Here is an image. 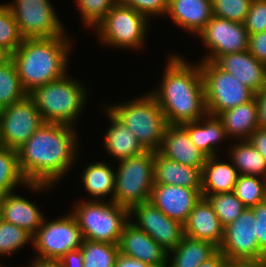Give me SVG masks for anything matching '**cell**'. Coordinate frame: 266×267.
Returning a JSON list of instances; mask_svg holds the SVG:
<instances>
[{
  "instance_id": "1",
  "label": "cell",
  "mask_w": 266,
  "mask_h": 267,
  "mask_svg": "<svg viewBox=\"0 0 266 267\" xmlns=\"http://www.w3.org/2000/svg\"><path fill=\"white\" fill-rule=\"evenodd\" d=\"M73 127L45 122L17 149L19 168L28 183L57 184L71 169L79 146Z\"/></svg>"
},
{
  "instance_id": "2",
  "label": "cell",
  "mask_w": 266,
  "mask_h": 267,
  "mask_svg": "<svg viewBox=\"0 0 266 267\" xmlns=\"http://www.w3.org/2000/svg\"><path fill=\"white\" fill-rule=\"evenodd\" d=\"M166 61L161 83L150 92L156 98L168 125L201 119L207 114V109L200 63L192 64L174 54Z\"/></svg>"
},
{
  "instance_id": "3",
  "label": "cell",
  "mask_w": 266,
  "mask_h": 267,
  "mask_svg": "<svg viewBox=\"0 0 266 267\" xmlns=\"http://www.w3.org/2000/svg\"><path fill=\"white\" fill-rule=\"evenodd\" d=\"M70 39L26 38L11 54L24 91L29 95L37 87L56 81L68 73Z\"/></svg>"
},
{
  "instance_id": "4",
  "label": "cell",
  "mask_w": 266,
  "mask_h": 267,
  "mask_svg": "<svg viewBox=\"0 0 266 267\" xmlns=\"http://www.w3.org/2000/svg\"><path fill=\"white\" fill-rule=\"evenodd\" d=\"M68 73L45 85L37 87L29 95L44 122L73 126L87 102V89Z\"/></svg>"
},
{
  "instance_id": "5",
  "label": "cell",
  "mask_w": 266,
  "mask_h": 267,
  "mask_svg": "<svg viewBox=\"0 0 266 267\" xmlns=\"http://www.w3.org/2000/svg\"><path fill=\"white\" fill-rule=\"evenodd\" d=\"M129 101L105 107L134 133L145 150L157 152L168 123L156 98L149 91Z\"/></svg>"
},
{
  "instance_id": "6",
  "label": "cell",
  "mask_w": 266,
  "mask_h": 267,
  "mask_svg": "<svg viewBox=\"0 0 266 267\" xmlns=\"http://www.w3.org/2000/svg\"><path fill=\"white\" fill-rule=\"evenodd\" d=\"M84 239L119 244L124 226L129 222V209L114 201L82 200L72 208Z\"/></svg>"
},
{
  "instance_id": "7",
  "label": "cell",
  "mask_w": 266,
  "mask_h": 267,
  "mask_svg": "<svg viewBox=\"0 0 266 267\" xmlns=\"http://www.w3.org/2000/svg\"><path fill=\"white\" fill-rule=\"evenodd\" d=\"M113 201L130 209L149 201L154 185V151L119 160Z\"/></svg>"
},
{
  "instance_id": "8",
  "label": "cell",
  "mask_w": 266,
  "mask_h": 267,
  "mask_svg": "<svg viewBox=\"0 0 266 267\" xmlns=\"http://www.w3.org/2000/svg\"><path fill=\"white\" fill-rule=\"evenodd\" d=\"M148 20L132 7L118 2L95 27V31L102 44L139 50L146 41Z\"/></svg>"
},
{
  "instance_id": "9",
  "label": "cell",
  "mask_w": 266,
  "mask_h": 267,
  "mask_svg": "<svg viewBox=\"0 0 266 267\" xmlns=\"http://www.w3.org/2000/svg\"><path fill=\"white\" fill-rule=\"evenodd\" d=\"M199 63L204 81L207 114L217 116L255 97L251 89L237 80L233 74L220 69L214 62Z\"/></svg>"
},
{
  "instance_id": "10",
  "label": "cell",
  "mask_w": 266,
  "mask_h": 267,
  "mask_svg": "<svg viewBox=\"0 0 266 267\" xmlns=\"http://www.w3.org/2000/svg\"><path fill=\"white\" fill-rule=\"evenodd\" d=\"M43 219L42 225L33 236V247L37 258L59 260L70 250L82 246L84 237L72 214L52 221Z\"/></svg>"
},
{
  "instance_id": "11",
  "label": "cell",
  "mask_w": 266,
  "mask_h": 267,
  "mask_svg": "<svg viewBox=\"0 0 266 267\" xmlns=\"http://www.w3.org/2000/svg\"><path fill=\"white\" fill-rule=\"evenodd\" d=\"M6 4L24 39L52 38L66 34L50 0H15Z\"/></svg>"
},
{
  "instance_id": "12",
  "label": "cell",
  "mask_w": 266,
  "mask_h": 267,
  "mask_svg": "<svg viewBox=\"0 0 266 267\" xmlns=\"http://www.w3.org/2000/svg\"><path fill=\"white\" fill-rule=\"evenodd\" d=\"M44 120L30 95L0 109V146L17 150L28 141Z\"/></svg>"
},
{
  "instance_id": "13",
  "label": "cell",
  "mask_w": 266,
  "mask_h": 267,
  "mask_svg": "<svg viewBox=\"0 0 266 267\" xmlns=\"http://www.w3.org/2000/svg\"><path fill=\"white\" fill-rule=\"evenodd\" d=\"M219 250L229 261L260 263L266 259V254L259 248L257 241L252 208H246L234 222L224 228Z\"/></svg>"
},
{
  "instance_id": "14",
  "label": "cell",
  "mask_w": 266,
  "mask_h": 267,
  "mask_svg": "<svg viewBox=\"0 0 266 267\" xmlns=\"http://www.w3.org/2000/svg\"><path fill=\"white\" fill-rule=\"evenodd\" d=\"M208 48L200 61L214 62L219 56L243 52L249 48V34L244 23L213 16L197 35Z\"/></svg>"
},
{
  "instance_id": "15",
  "label": "cell",
  "mask_w": 266,
  "mask_h": 267,
  "mask_svg": "<svg viewBox=\"0 0 266 267\" xmlns=\"http://www.w3.org/2000/svg\"><path fill=\"white\" fill-rule=\"evenodd\" d=\"M133 216L135 223L131 219V217L134 218ZM129 221L136 228L148 233L168 252L175 249L185 236L184 224L169 218L150 201L131 207Z\"/></svg>"
},
{
  "instance_id": "16",
  "label": "cell",
  "mask_w": 266,
  "mask_h": 267,
  "mask_svg": "<svg viewBox=\"0 0 266 267\" xmlns=\"http://www.w3.org/2000/svg\"><path fill=\"white\" fill-rule=\"evenodd\" d=\"M201 190L202 188L154 184L149 201L169 218L184 224L202 198Z\"/></svg>"
},
{
  "instance_id": "17",
  "label": "cell",
  "mask_w": 266,
  "mask_h": 267,
  "mask_svg": "<svg viewBox=\"0 0 266 267\" xmlns=\"http://www.w3.org/2000/svg\"><path fill=\"white\" fill-rule=\"evenodd\" d=\"M118 245L121 254L141 260L152 267H165L169 262L168 251L130 221L124 226Z\"/></svg>"
},
{
  "instance_id": "18",
  "label": "cell",
  "mask_w": 266,
  "mask_h": 267,
  "mask_svg": "<svg viewBox=\"0 0 266 267\" xmlns=\"http://www.w3.org/2000/svg\"><path fill=\"white\" fill-rule=\"evenodd\" d=\"M214 63L223 71L233 74L255 94L266 87V65L249 50L219 56Z\"/></svg>"
},
{
  "instance_id": "19",
  "label": "cell",
  "mask_w": 266,
  "mask_h": 267,
  "mask_svg": "<svg viewBox=\"0 0 266 267\" xmlns=\"http://www.w3.org/2000/svg\"><path fill=\"white\" fill-rule=\"evenodd\" d=\"M157 152L167 159L201 170L207 159V156L191 142L187 131L181 125L166 127Z\"/></svg>"
},
{
  "instance_id": "20",
  "label": "cell",
  "mask_w": 266,
  "mask_h": 267,
  "mask_svg": "<svg viewBox=\"0 0 266 267\" xmlns=\"http://www.w3.org/2000/svg\"><path fill=\"white\" fill-rule=\"evenodd\" d=\"M224 228L209 201L202 197L184 223L185 236L208 241L218 248L222 244Z\"/></svg>"
},
{
  "instance_id": "21",
  "label": "cell",
  "mask_w": 266,
  "mask_h": 267,
  "mask_svg": "<svg viewBox=\"0 0 266 267\" xmlns=\"http://www.w3.org/2000/svg\"><path fill=\"white\" fill-rule=\"evenodd\" d=\"M166 16L192 36L198 35L213 17L212 0H169Z\"/></svg>"
},
{
  "instance_id": "22",
  "label": "cell",
  "mask_w": 266,
  "mask_h": 267,
  "mask_svg": "<svg viewBox=\"0 0 266 267\" xmlns=\"http://www.w3.org/2000/svg\"><path fill=\"white\" fill-rule=\"evenodd\" d=\"M35 204L13 192L7 193L2 200L1 219L34 236L45 218Z\"/></svg>"
},
{
  "instance_id": "23",
  "label": "cell",
  "mask_w": 266,
  "mask_h": 267,
  "mask_svg": "<svg viewBox=\"0 0 266 267\" xmlns=\"http://www.w3.org/2000/svg\"><path fill=\"white\" fill-rule=\"evenodd\" d=\"M154 184L202 188V170L183 165L154 152Z\"/></svg>"
},
{
  "instance_id": "24",
  "label": "cell",
  "mask_w": 266,
  "mask_h": 267,
  "mask_svg": "<svg viewBox=\"0 0 266 267\" xmlns=\"http://www.w3.org/2000/svg\"><path fill=\"white\" fill-rule=\"evenodd\" d=\"M181 126L187 131L191 142L207 157L218 156L217 143L219 145V142L228 138L221 120L210 114Z\"/></svg>"
},
{
  "instance_id": "25",
  "label": "cell",
  "mask_w": 266,
  "mask_h": 267,
  "mask_svg": "<svg viewBox=\"0 0 266 267\" xmlns=\"http://www.w3.org/2000/svg\"><path fill=\"white\" fill-rule=\"evenodd\" d=\"M221 120L228 138L248 140L251 134L259 128L258 104L254 97L251 101L238 105L217 115Z\"/></svg>"
},
{
  "instance_id": "26",
  "label": "cell",
  "mask_w": 266,
  "mask_h": 267,
  "mask_svg": "<svg viewBox=\"0 0 266 267\" xmlns=\"http://www.w3.org/2000/svg\"><path fill=\"white\" fill-rule=\"evenodd\" d=\"M106 111L111 122L103 138L106 152L117 161L144 153L146 150L134 133L109 108L106 107Z\"/></svg>"
},
{
  "instance_id": "27",
  "label": "cell",
  "mask_w": 266,
  "mask_h": 267,
  "mask_svg": "<svg viewBox=\"0 0 266 267\" xmlns=\"http://www.w3.org/2000/svg\"><path fill=\"white\" fill-rule=\"evenodd\" d=\"M239 174L233 163L219 161L217 156L207 157L202 169V195L233 192Z\"/></svg>"
},
{
  "instance_id": "28",
  "label": "cell",
  "mask_w": 266,
  "mask_h": 267,
  "mask_svg": "<svg viewBox=\"0 0 266 267\" xmlns=\"http://www.w3.org/2000/svg\"><path fill=\"white\" fill-rule=\"evenodd\" d=\"M20 185H25L33 192L48 190L54 186L45 183H28L20 171L17 150L0 146V195L14 192Z\"/></svg>"
},
{
  "instance_id": "29",
  "label": "cell",
  "mask_w": 266,
  "mask_h": 267,
  "mask_svg": "<svg viewBox=\"0 0 266 267\" xmlns=\"http://www.w3.org/2000/svg\"><path fill=\"white\" fill-rule=\"evenodd\" d=\"M218 250L217 246L208 241L184 236L178 246L168 252L167 259L171 261L167 263V267H199Z\"/></svg>"
},
{
  "instance_id": "30",
  "label": "cell",
  "mask_w": 266,
  "mask_h": 267,
  "mask_svg": "<svg viewBox=\"0 0 266 267\" xmlns=\"http://www.w3.org/2000/svg\"><path fill=\"white\" fill-rule=\"evenodd\" d=\"M115 175L116 171L109 164L97 161L87 165L81 175L87 195L90 194L93 200H103L109 195L113 201Z\"/></svg>"
},
{
  "instance_id": "31",
  "label": "cell",
  "mask_w": 266,
  "mask_h": 267,
  "mask_svg": "<svg viewBox=\"0 0 266 267\" xmlns=\"http://www.w3.org/2000/svg\"><path fill=\"white\" fill-rule=\"evenodd\" d=\"M229 150L230 161L239 175L259 176L266 179V159L248 140L234 143Z\"/></svg>"
},
{
  "instance_id": "32",
  "label": "cell",
  "mask_w": 266,
  "mask_h": 267,
  "mask_svg": "<svg viewBox=\"0 0 266 267\" xmlns=\"http://www.w3.org/2000/svg\"><path fill=\"white\" fill-rule=\"evenodd\" d=\"M84 254V267H114L119 252L118 244L84 239L80 247Z\"/></svg>"
},
{
  "instance_id": "33",
  "label": "cell",
  "mask_w": 266,
  "mask_h": 267,
  "mask_svg": "<svg viewBox=\"0 0 266 267\" xmlns=\"http://www.w3.org/2000/svg\"><path fill=\"white\" fill-rule=\"evenodd\" d=\"M28 95L20 82L14 61L0 66V109L10 106Z\"/></svg>"
},
{
  "instance_id": "34",
  "label": "cell",
  "mask_w": 266,
  "mask_h": 267,
  "mask_svg": "<svg viewBox=\"0 0 266 267\" xmlns=\"http://www.w3.org/2000/svg\"><path fill=\"white\" fill-rule=\"evenodd\" d=\"M211 204L223 228L234 222L246 209L233 192L202 195Z\"/></svg>"
},
{
  "instance_id": "35",
  "label": "cell",
  "mask_w": 266,
  "mask_h": 267,
  "mask_svg": "<svg viewBox=\"0 0 266 267\" xmlns=\"http://www.w3.org/2000/svg\"><path fill=\"white\" fill-rule=\"evenodd\" d=\"M233 193L246 208L266 200V179L259 176L239 175Z\"/></svg>"
},
{
  "instance_id": "36",
  "label": "cell",
  "mask_w": 266,
  "mask_h": 267,
  "mask_svg": "<svg viewBox=\"0 0 266 267\" xmlns=\"http://www.w3.org/2000/svg\"><path fill=\"white\" fill-rule=\"evenodd\" d=\"M29 242L33 245L31 234L0 218V256H10Z\"/></svg>"
},
{
  "instance_id": "37",
  "label": "cell",
  "mask_w": 266,
  "mask_h": 267,
  "mask_svg": "<svg viewBox=\"0 0 266 267\" xmlns=\"http://www.w3.org/2000/svg\"><path fill=\"white\" fill-rule=\"evenodd\" d=\"M23 39L9 6L0 4V46L12 54L22 44Z\"/></svg>"
},
{
  "instance_id": "38",
  "label": "cell",
  "mask_w": 266,
  "mask_h": 267,
  "mask_svg": "<svg viewBox=\"0 0 266 267\" xmlns=\"http://www.w3.org/2000/svg\"><path fill=\"white\" fill-rule=\"evenodd\" d=\"M85 27L94 28L119 0H76Z\"/></svg>"
},
{
  "instance_id": "39",
  "label": "cell",
  "mask_w": 266,
  "mask_h": 267,
  "mask_svg": "<svg viewBox=\"0 0 266 267\" xmlns=\"http://www.w3.org/2000/svg\"><path fill=\"white\" fill-rule=\"evenodd\" d=\"M252 0H212L213 16L244 23Z\"/></svg>"
},
{
  "instance_id": "40",
  "label": "cell",
  "mask_w": 266,
  "mask_h": 267,
  "mask_svg": "<svg viewBox=\"0 0 266 267\" xmlns=\"http://www.w3.org/2000/svg\"><path fill=\"white\" fill-rule=\"evenodd\" d=\"M244 26L249 35L266 31V0H252Z\"/></svg>"
},
{
  "instance_id": "41",
  "label": "cell",
  "mask_w": 266,
  "mask_h": 267,
  "mask_svg": "<svg viewBox=\"0 0 266 267\" xmlns=\"http://www.w3.org/2000/svg\"><path fill=\"white\" fill-rule=\"evenodd\" d=\"M147 18L166 15L169 0H119Z\"/></svg>"
},
{
  "instance_id": "42",
  "label": "cell",
  "mask_w": 266,
  "mask_h": 267,
  "mask_svg": "<svg viewBox=\"0 0 266 267\" xmlns=\"http://www.w3.org/2000/svg\"><path fill=\"white\" fill-rule=\"evenodd\" d=\"M252 209L256 221V237L259 248L266 254V200Z\"/></svg>"
},
{
  "instance_id": "43",
  "label": "cell",
  "mask_w": 266,
  "mask_h": 267,
  "mask_svg": "<svg viewBox=\"0 0 266 267\" xmlns=\"http://www.w3.org/2000/svg\"><path fill=\"white\" fill-rule=\"evenodd\" d=\"M249 52L266 65V31L249 35Z\"/></svg>"
},
{
  "instance_id": "44",
  "label": "cell",
  "mask_w": 266,
  "mask_h": 267,
  "mask_svg": "<svg viewBox=\"0 0 266 267\" xmlns=\"http://www.w3.org/2000/svg\"><path fill=\"white\" fill-rule=\"evenodd\" d=\"M59 260L63 267H84V254L80 248L70 250Z\"/></svg>"
},
{
  "instance_id": "45",
  "label": "cell",
  "mask_w": 266,
  "mask_h": 267,
  "mask_svg": "<svg viewBox=\"0 0 266 267\" xmlns=\"http://www.w3.org/2000/svg\"><path fill=\"white\" fill-rule=\"evenodd\" d=\"M248 141L266 159V129L257 128L250 136Z\"/></svg>"
},
{
  "instance_id": "46",
  "label": "cell",
  "mask_w": 266,
  "mask_h": 267,
  "mask_svg": "<svg viewBox=\"0 0 266 267\" xmlns=\"http://www.w3.org/2000/svg\"><path fill=\"white\" fill-rule=\"evenodd\" d=\"M255 98L258 104L259 128L266 129V87L255 94Z\"/></svg>"
},
{
  "instance_id": "47",
  "label": "cell",
  "mask_w": 266,
  "mask_h": 267,
  "mask_svg": "<svg viewBox=\"0 0 266 267\" xmlns=\"http://www.w3.org/2000/svg\"><path fill=\"white\" fill-rule=\"evenodd\" d=\"M114 267H152V266L141 260H137L135 258H131L119 253Z\"/></svg>"
},
{
  "instance_id": "48",
  "label": "cell",
  "mask_w": 266,
  "mask_h": 267,
  "mask_svg": "<svg viewBox=\"0 0 266 267\" xmlns=\"http://www.w3.org/2000/svg\"><path fill=\"white\" fill-rule=\"evenodd\" d=\"M228 258L218 250L212 257L200 264L199 267H226Z\"/></svg>"
},
{
  "instance_id": "49",
  "label": "cell",
  "mask_w": 266,
  "mask_h": 267,
  "mask_svg": "<svg viewBox=\"0 0 266 267\" xmlns=\"http://www.w3.org/2000/svg\"><path fill=\"white\" fill-rule=\"evenodd\" d=\"M31 264L28 267H63L60 260L42 259L37 257H35L34 261L32 260Z\"/></svg>"
},
{
  "instance_id": "50",
  "label": "cell",
  "mask_w": 266,
  "mask_h": 267,
  "mask_svg": "<svg viewBox=\"0 0 266 267\" xmlns=\"http://www.w3.org/2000/svg\"><path fill=\"white\" fill-rule=\"evenodd\" d=\"M226 267H260L256 262L229 261Z\"/></svg>"
},
{
  "instance_id": "51",
  "label": "cell",
  "mask_w": 266,
  "mask_h": 267,
  "mask_svg": "<svg viewBox=\"0 0 266 267\" xmlns=\"http://www.w3.org/2000/svg\"><path fill=\"white\" fill-rule=\"evenodd\" d=\"M11 59V53L4 47L0 46V66L5 64Z\"/></svg>"
},
{
  "instance_id": "52",
  "label": "cell",
  "mask_w": 266,
  "mask_h": 267,
  "mask_svg": "<svg viewBox=\"0 0 266 267\" xmlns=\"http://www.w3.org/2000/svg\"><path fill=\"white\" fill-rule=\"evenodd\" d=\"M260 267H266V259L259 263Z\"/></svg>"
},
{
  "instance_id": "53",
  "label": "cell",
  "mask_w": 266,
  "mask_h": 267,
  "mask_svg": "<svg viewBox=\"0 0 266 267\" xmlns=\"http://www.w3.org/2000/svg\"><path fill=\"white\" fill-rule=\"evenodd\" d=\"M3 196L0 195V218H1V205H2Z\"/></svg>"
},
{
  "instance_id": "54",
  "label": "cell",
  "mask_w": 266,
  "mask_h": 267,
  "mask_svg": "<svg viewBox=\"0 0 266 267\" xmlns=\"http://www.w3.org/2000/svg\"><path fill=\"white\" fill-rule=\"evenodd\" d=\"M0 267H7V266H5V265H3V264L0 263Z\"/></svg>"
}]
</instances>
